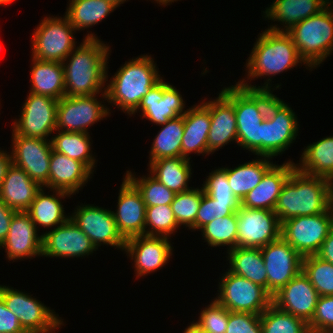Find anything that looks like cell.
<instances>
[{"label":"cell","mask_w":333,"mask_h":333,"mask_svg":"<svg viewBox=\"0 0 333 333\" xmlns=\"http://www.w3.org/2000/svg\"><path fill=\"white\" fill-rule=\"evenodd\" d=\"M256 42L246 59V76L236 82L247 89L277 90L281 89V83L272 85L274 76L288 70L304 65L309 71L312 69L304 62L294 45L291 36L287 32H277L265 29L258 34ZM302 64V65H301ZM271 76V77H270ZM263 77L264 84L256 85L251 82ZM247 78V79H246ZM249 80V81H248ZM273 86V87H272ZM272 87V88H271Z\"/></svg>","instance_id":"cell-1"},{"label":"cell","mask_w":333,"mask_h":333,"mask_svg":"<svg viewBox=\"0 0 333 333\" xmlns=\"http://www.w3.org/2000/svg\"><path fill=\"white\" fill-rule=\"evenodd\" d=\"M83 41L62 62L65 96L106 93L107 67L111 47L97 34L87 31Z\"/></svg>","instance_id":"cell-2"},{"label":"cell","mask_w":333,"mask_h":333,"mask_svg":"<svg viewBox=\"0 0 333 333\" xmlns=\"http://www.w3.org/2000/svg\"><path fill=\"white\" fill-rule=\"evenodd\" d=\"M151 54L133 57L115 72L107 81L106 95L108 105L117 106L118 110L130 116L140 105L142 98L163 77Z\"/></svg>","instance_id":"cell-3"},{"label":"cell","mask_w":333,"mask_h":333,"mask_svg":"<svg viewBox=\"0 0 333 333\" xmlns=\"http://www.w3.org/2000/svg\"><path fill=\"white\" fill-rule=\"evenodd\" d=\"M331 181L311 176L296 168L284 183L274 212L281 224L297 216H312L326 212L330 204Z\"/></svg>","instance_id":"cell-4"},{"label":"cell","mask_w":333,"mask_h":333,"mask_svg":"<svg viewBox=\"0 0 333 333\" xmlns=\"http://www.w3.org/2000/svg\"><path fill=\"white\" fill-rule=\"evenodd\" d=\"M221 92L233 103L237 120L238 147L261 156V122L267 115L273 90L247 89L237 83Z\"/></svg>","instance_id":"cell-5"},{"label":"cell","mask_w":333,"mask_h":333,"mask_svg":"<svg viewBox=\"0 0 333 333\" xmlns=\"http://www.w3.org/2000/svg\"><path fill=\"white\" fill-rule=\"evenodd\" d=\"M291 36L300 57L313 70L333 53V0L318 14L294 25Z\"/></svg>","instance_id":"cell-6"},{"label":"cell","mask_w":333,"mask_h":333,"mask_svg":"<svg viewBox=\"0 0 333 333\" xmlns=\"http://www.w3.org/2000/svg\"><path fill=\"white\" fill-rule=\"evenodd\" d=\"M276 95L269 103L261 122V156L276 158L296 141L299 121L295 111Z\"/></svg>","instance_id":"cell-7"},{"label":"cell","mask_w":333,"mask_h":333,"mask_svg":"<svg viewBox=\"0 0 333 333\" xmlns=\"http://www.w3.org/2000/svg\"><path fill=\"white\" fill-rule=\"evenodd\" d=\"M30 293L0 285V297L18 318L26 333H56L64 326V319ZM33 296V297H32Z\"/></svg>","instance_id":"cell-8"},{"label":"cell","mask_w":333,"mask_h":333,"mask_svg":"<svg viewBox=\"0 0 333 333\" xmlns=\"http://www.w3.org/2000/svg\"><path fill=\"white\" fill-rule=\"evenodd\" d=\"M75 33L76 30L64 14L45 16L32 33L31 57L62 63L77 46Z\"/></svg>","instance_id":"cell-9"},{"label":"cell","mask_w":333,"mask_h":333,"mask_svg":"<svg viewBox=\"0 0 333 333\" xmlns=\"http://www.w3.org/2000/svg\"><path fill=\"white\" fill-rule=\"evenodd\" d=\"M219 280L214 300L229 311L260 315L272 304V296L264 287L244 277L226 270Z\"/></svg>","instance_id":"cell-10"},{"label":"cell","mask_w":333,"mask_h":333,"mask_svg":"<svg viewBox=\"0 0 333 333\" xmlns=\"http://www.w3.org/2000/svg\"><path fill=\"white\" fill-rule=\"evenodd\" d=\"M99 95L64 96L58 100L56 130L89 134L91 126L111 114V109L105 104L106 93ZM98 97H102L99 98L102 101Z\"/></svg>","instance_id":"cell-11"},{"label":"cell","mask_w":333,"mask_h":333,"mask_svg":"<svg viewBox=\"0 0 333 333\" xmlns=\"http://www.w3.org/2000/svg\"><path fill=\"white\" fill-rule=\"evenodd\" d=\"M333 229L330 208L312 216H297L282 223L281 237L302 257L316 255Z\"/></svg>","instance_id":"cell-12"},{"label":"cell","mask_w":333,"mask_h":333,"mask_svg":"<svg viewBox=\"0 0 333 333\" xmlns=\"http://www.w3.org/2000/svg\"><path fill=\"white\" fill-rule=\"evenodd\" d=\"M58 100L29 92L20 115L13 121L12 135L51 140L56 131Z\"/></svg>","instance_id":"cell-13"},{"label":"cell","mask_w":333,"mask_h":333,"mask_svg":"<svg viewBox=\"0 0 333 333\" xmlns=\"http://www.w3.org/2000/svg\"><path fill=\"white\" fill-rule=\"evenodd\" d=\"M77 225L98 249L102 245L124 251L126 240L119 233L112 210L94 204L77 205L70 215Z\"/></svg>","instance_id":"cell-14"},{"label":"cell","mask_w":333,"mask_h":333,"mask_svg":"<svg viewBox=\"0 0 333 333\" xmlns=\"http://www.w3.org/2000/svg\"><path fill=\"white\" fill-rule=\"evenodd\" d=\"M237 247L262 248L281 237L282 224L273 210L239 206Z\"/></svg>","instance_id":"cell-15"},{"label":"cell","mask_w":333,"mask_h":333,"mask_svg":"<svg viewBox=\"0 0 333 333\" xmlns=\"http://www.w3.org/2000/svg\"><path fill=\"white\" fill-rule=\"evenodd\" d=\"M260 250L267 273V292L273 297L302 272L303 257L283 237Z\"/></svg>","instance_id":"cell-16"},{"label":"cell","mask_w":333,"mask_h":333,"mask_svg":"<svg viewBox=\"0 0 333 333\" xmlns=\"http://www.w3.org/2000/svg\"><path fill=\"white\" fill-rule=\"evenodd\" d=\"M162 236L140 235L128 238L124 253L132 260L136 280L155 273L169 263L173 257L171 239ZM172 256V257H171Z\"/></svg>","instance_id":"cell-17"},{"label":"cell","mask_w":333,"mask_h":333,"mask_svg":"<svg viewBox=\"0 0 333 333\" xmlns=\"http://www.w3.org/2000/svg\"><path fill=\"white\" fill-rule=\"evenodd\" d=\"M11 139L12 163L23 169L41 187L47 189L50 157L53 150L51 141L21 135H12Z\"/></svg>","instance_id":"cell-18"},{"label":"cell","mask_w":333,"mask_h":333,"mask_svg":"<svg viewBox=\"0 0 333 333\" xmlns=\"http://www.w3.org/2000/svg\"><path fill=\"white\" fill-rule=\"evenodd\" d=\"M97 250L89 237L70 218L64 224L42 233L41 257L85 258Z\"/></svg>","instance_id":"cell-19"},{"label":"cell","mask_w":333,"mask_h":333,"mask_svg":"<svg viewBox=\"0 0 333 333\" xmlns=\"http://www.w3.org/2000/svg\"><path fill=\"white\" fill-rule=\"evenodd\" d=\"M164 80L162 78L149 90L138 108L129 117L142 112L140 115L142 119L146 118L152 124L160 126L187 112L180 90Z\"/></svg>","instance_id":"cell-20"},{"label":"cell","mask_w":333,"mask_h":333,"mask_svg":"<svg viewBox=\"0 0 333 333\" xmlns=\"http://www.w3.org/2000/svg\"><path fill=\"white\" fill-rule=\"evenodd\" d=\"M38 233L36 225L26 211L16 212L0 250L4 249L6 258L13 262L41 257L42 234Z\"/></svg>","instance_id":"cell-21"},{"label":"cell","mask_w":333,"mask_h":333,"mask_svg":"<svg viewBox=\"0 0 333 333\" xmlns=\"http://www.w3.org/2000/svg\"><path fill=\"white\" fill-rule=\"evenodd\" d=\"M117 199L116 210L112 213L122 237L127 240L134 236L145 235V203L141 193L125 176Z\"/></svg>","instance_id":"cell-22"},{"label":"cell","mask_w":333,"mask_h":333,"mask_svg":"<svg viewBox=\"0 0 333 333\" xmlns=\"http://www.w3.org/2000/svg\"><path fill=\"white\" fill-rule=\"evenodd\" d=\"M319 297L309 279L301 272L272 297V303L308 324Z\"/></svg>","instance_id":"cell-23"},{"label":"cell","mask_w":333,"mask_h":333,"mask_svg":"<svg viewBox=\"0 0 333 333\" xmlns=\"http://www.w3.org/2000/svg\"><path fill=\"white\" fill-rule=\"evenodd\" d=\"M332 0H274L262 11L265 20H271L268 30L287 32L294 25L308 17L318 14ZM281 26V27H280Z\"/></svg>","instance_id":"cell-24"},{"label":"cell","mask_w":333,"mask_h":333,"mask_svg":"<svg viewBox=\"0 0 333 333\" xmlns=\"http://www.w3.org/2000/svg\"><path fill=\"white\" fill-rule=\"evenodd\" d=\"M210 98L211 126L208 132V153L214 154L229 142L238 145L237 120L233 103L220 91ZM223 147V148H222Z\"/></svg>","instance_id":"cell-25"},{"label":"cell","mask_w":333,"mask_h":333,"mask_svg":"<svg viewBox=\"0 0 333 333\" xmlns=\"http://www.w3.org/2000/svg\"><path fill=\"white\" fill-rule=\"evenodd\" d=\"M203 99L200 103L187 108L184 114V132L182 138V157L191 159L190 154L198 156L208 153V132L211 126L210 100Z\"/></svg>","instance_id":"cell-26"},{"label":"cell","mask_w":333,"mask_h":333,"mask_svg":"<svg viewBox=\"0 0 333 333\" xmlns=\"http://www.w3.org/2000/svg\"><path fill=\"white\" fill-rule=\"evenodd\" d=\"M93 174L84 163L52 150L48 189L65 191L73 196L87 186Z\"/></svg>","instance_id":"cell-27"},{"label":"cell","mask_w":333,"mask_h":333,"mask_svg":"<svg viewBox=\"0 0 333 333\" xmlns=\"http://www.w3.org/2000/svg\"><path fill=\"white\" fill-rule=\"evenodd\" d=\"M294 169L295 163L291 159L281 165L275 162L260 183L240 201V206L274 211L282 187Z\"/></svg>","instance_id":"cell-28"},{"label":"cell","mask_w":333,"mask_h":333,"mask_svg":"<svg viewBox=\"0 0 333 333\" xmlns=\"http://www.w3.org/2000/svg\"><path fill=\"white\" fill-rule=\"evenodd\" d=\"M45 190L49 192L46 193ZM71 197L68 192L42 187L26 212L39 232L40 226L52 230L70 218L69 213L68 215L65 213L62 199Z\"/></svg>","instance_id":"cell-29"},{"label":"cell","mask_w":333,"mask_h":333,"mask_svg":"<svg viewBox=\"0 0 333 333\" xmlns=\"http://www.w3.org/2000/svg\"><path fill=\"white\" fill-rule=\"evenodd\" d=\"M42 187L13 163L0 186V199L11 209L27 211Z\"/></svg>","instance_id":"cell-30"},{"label":"cell","mask_w":333,"mask_h":333,"mask_svg":"<svg viewBox=\"0 0 333 333\" xmlns=\"http://www.w3.org/2000/svg\"><path fill=\"white\" fill-rule=\"evenodd\" d=\"M31 93L60 100L65 96L64 67L61 62L43 61L31 57Z\"/></svg>","instance_id":"cell-31"},{"label":"cell","mask_w":333,"mask_h":333,"mask_svg":"<svg viewBox=\"0 0 333 333\" xmlns=\"http://www.w3.org/2000/svg\"><path fill=\"white\" fill-rule=\"evenodd\" d=\"M272 159L274 158L256 156V159L239 164L234 168L223 167L226 170L231 190L239 201L260 183L264 174L275 164L271 161Z\"/></svg>","instance_id":"cell-32"},{"label":"cell","mask_w":333,"mask_h":333,"mask_svg":"<svg viewBox=\"0 0 333 333\" xmlns=\"http://www.w3.org/2000/svg\"><path fill=\"white\" fill-rule=\"evenodd\" d=\"M147 165L148 173L175 194L192 188L188 184L193 174L189 159L185 157L162 158Z\"/></svg>","instance_id":"cell-33"},{"label":"cell","mask_w":333,"mask_h":333,"mask_svg":"<svg viewBox=\"0 0 333 333\" xmlns=\"http://www.w3.org/2000/svg\"><path fill=\"white\" fill-rule=\"evenodd\" d=\"M305 147L295 168L302 173L333 181V136H326Z\"/></svg>","instance_id":"cell-34"},{"label":"cell","mask_w":333,"mask_h":333,"mask_svg":"<svg viewBox=\"0 0 333 333\" xmlns=\"http://www.w3.org/2000/svg\"><path fill=\"white\" fill-rule=\"evenodd\" d=\"M227 270L267 290V273L260 248L236 247L226 251Z\"/></svg>","instance_id":"cell-35"},{"label":"cell","mask_w":333,"mask_h":333,"mask_svg":"<svg viewBox=\"0 0 333 333\" xmlns=\"http://www.w3.org/2000/svg\"><path fill=\"white\" fill-rule=\"evenodd\" d=\"M67 3L64 15L76 31L93 28L117 9L108 0H69Z\"/></svg>","instance_id":"cell-36"},{"label":"cell","mask_w":333,"mask_h":333,"mask_svg":"<svg viewBox=\"0 0 333 333\" xmlns=\"http://www.w3.org/2000/svg\"><path fill=\"white\" fill-rule=\"evenodd\" d=\"M57 134L51 136L52 149L55 152L65 154L69 158L84 163L92 172L97 167V159L92 152L90 134L82 132L55 131ZM94 169V170H93Z\"/></svg>","instance_id":"cell-37"},{"label":"cell","mask_w":333,"mask_h":333,"mask_svg":"<svg viewBox=\"0 0 333 333\" xmlns=\"http://www.w3.org/2000/svg\"><path fill=\"white\" fill-rule=\"evenodd\" d=\"M153 139L149 150V164L162 158L182 157V138L184 132V115L169 120L163 125Z\"/></svg>","instance_id":"cell-38"},{"label":"cell","mask_w":333,"mask_h":333,"mask_svg":"<svg viewBox=\"0 0 333 333\" xmlns=\"http://www.w3.org/2000/svg\"><path fill=\"white\" fill-rule=\"evenodd\" d=\"M199 231H201L202 240L207 242L208 247L226 246L227 251L234 249L237 247V212L223 218H215Z\"/></svg>","instance_id":"cell-39"},{"label":"cell","mask_w":333,"mask_h":333,"mask_svg":"<svg viewBox=\"0 0 333 333\" xmlns=\"http://www.w3.org/2000/svg\"><path fill=\"white\" fill-rule=\"evenodd\" d=\"M260 322L262 333H310L305 321L273 303L260 314Z\"/></svg>","instance_id":"cell-40"},{"label":"cell","mask_w":333,"mask_h":333,"mask_svg":"<svg viewBox=\"0 0 333 333\" xmlns=\"http://www.w3.org/2000/svg\"><path fill=\"white\" fill-rule=\"evenodd\" d=\"M124 176L141 193L146 207L170 205L174 200L176 194L156 180L150 173L137 177L136 173H132L129 169Z\"/></svg>","instance_id":"cell-41"},{"label":"cell","mask_w":333,"mask_h":333,"mask_svg":"<svg viewBox=\"0 0 333 333\" xmlns=\"http://www.w3.org/2000/svg\"><path fill=\"white\" fill-rule=\"evenodd\" d=\"M302 272L319 296H333V264L316 255L303 257Z\"/></svg>","instance_id":"cell-42"},{"label":"cell","mask_w":333,"mask_h":333,"mask_svg":"<svg viewBox=\"0 0 333 333\" xmlns=\"http://www.w3.org/2000/svg\"><path fill=\"white\" fill-rule=\"evenodd\" d=\"M202 198V187L194 188V186L184 192L175 195L171 208L174 217L180 227L195 231L196 215ZM193 230V231H192Z\"/></svg>","instance_id":"cell-43"},{"label":"cell","mask_w":333,"mask_h":333,"mask_svg":"<svg viewBox=\"0 0 333 333\" xmlns=\"http://www.w3.org/2000/svg\"><path fill=\"white\" fill-rule=\"evenodd\" d=\"M180 230L171 205L146 207L145 235L172 238Z\"/></svg>","instance_id":"cell-44"},{"label":"cell","mask_w":333,"mask_h":333,"mask_svg":"<svg viewBox=\"0 0 333 333\" xmlns=\"http://www.w3.org/2000/svg\"><path fill=\"white\" fill-rule=\"evenodd\" d=\"M240 203H228L216 201L204 192L196 215L195 231H199L204 225L212 222L215 218H223L237 212Z\"/></svg>","instance_id":"cell-45"},{"label":"cell","mask_w":333,"mask_h":333,"mask_svg":"<svg viewBox=\"0 0 333 333\" xmlns=\"http://www.w3.org/2000/svg\"><path fill=\"white\" fill-rule=\"evenodd\" d=\"M209 305L198 314V319L193 322L205 333H225L228 325V310L210 299Z\"/></svg>","instance_id":"cell-46"},{"label":"cell","mask_w":333,"mask_h":333,"mask_svg":"<svg viewBox=\"0 0 333 333\" xmlns=\"http://www.w3.org/2000/svg\"><path fill=\"white\" fill-rule=\"evenodd\" d=\"M203 181L204 192L216 201L240 203L233 194L223 167L212 170Z\"/></svg>","instance_id":"cell-47"},{"label":"cell","mask_w":333,"mask_h":333,"mask_svg":"<svg viewBox=\"0 0 333 333\" xmlns=\"http://www.w3.org/2000/svg\"><path fill=\"white\" fill-rule=\"evenodd\" d=\"M310 333H333V296H320L308 323Z\"/></svg>","instance_id":"cell-48"},{"label":"cell","mask_w":333,"mask_h":333,"mask_svg":"<svg viewBox=\"0 0 333 333\" xmlns=\"http://www.w3.org/2000/svg\"><path fill=\"white\" fill-rule=\"evenodd\" d=\"M225 333H262L260 315L228 310V325Z\"/></svg>","instance_id":"cell-49"},{"label":"cell","mask_w":333,"mask_h":333,"mask_svg":"<svg viewBox=\"0 0 333 333\" xmlns=\"http://www.w3.org/2000/svg\"><path fill=\"white\" fill-rule=\"evenodd\" d=\"M0 333H26L19 318L11 312L0 297Z\"/></svg>","instance_id":"cell-50"},{"label":"cell","mask_w":333,"mask_h":333,"mask_svg":"<svg viewBox=\"0 0 333 333\" xmlns=\"http://www.w3.org/2000/svg\"><path fill=\"white\" fill-rule=\"evenodd\" d=\"M17 211L9 208L1 199H0V246L5 241L9 227L10 222L13 218V215Z\"/></svg>","instance_id":"cell-51"},{"label":"cell","mask_w":333,"mask_h":333,"mask_svg":"<svg viewBox=\"0 0 333 333\" xmlns=\"http://www.w3.org/2000/svg\"><path fill=\"white\" fill-rule=\"evenodd\" d=\"M316 256H318L324 261L333 264V229L323 241V244L321 245Z\"/></svg>","instance_id":"cell-52"},{"label":"cell","mask_w":333,"mask_h":333,"mask_svg":"<svg viewBox=\"0 0 333 333\" xmlns=\"http://www.w3.org/2000/svg\"><path fill=\"white\" fill-rule=\"evenodd\" d=\"M12 164L10 151L2 150L0 147V186L3 183L4 178L6 177L8 168Z\"/></svg>","instance_id":"cell-53"},{"label":"cell","mask_w":333,"mask_h":333,"mask_svg":"<svg viewBox=\"0 0 333 333\" xmlns=\"http://www.w3.org/2000/svg\"><path fill=\"white\" fill-rule=\"evenodd\" d=\"M189 326L185 328L183 333H205L203 330H201L193 321L190 322Z\"/></svg>","instance_id":"cell-54"},{"label":"cell","mask_w":333,"mask_h":333,"mask_svg":"<svg viewBox=\"0 0 333 333\" xmlns=\"http://www.w3.org/2000/svg\"><path fill=\"white\" fill-rule=\"evenodd\" d=\"M151 1V0H150ZM174 1H179V0H152L151 2H155L157 3L159 6H167L170 5V3L172 4V2L174 3Z\"/></svg>","instance_id":"cell-55"},{"label":"cell","mask_w":333,"mask_h":333,"mask_svg":"<svg viewBox=\"0 0 333 333\" xmlns=\"http://www.w3.org/2000/svg\"><path fill=\"white\" fill-rule=\"evenodd\" d=\"M329 208L331 210L332 218H333V181H331V187H330V204Z\"/></svg>","instance_id":"cell-56"},{"label":"cell","mask_w":333,"mask_h":333,"mask_svg":"<svg viewBox=\"0 0 333 333\" xmlns=\"http://www.w3.org/2000/svg\"><path fill=\"white\" fill-rule=\"evenodd\" d=\"M110 1L113 5H115V7H120L121 4H123L124 2H127L129 0H108Z\"/></svg>","instance_id":"cell-57"},{"label":"cell","mask_w":333,"mask_h":333,"mask_svg":"<svg viewBox=\"0 0 333 333\" xmlns=\"http://www.w3.org/2000/svg\"><path fill=\"white\" fill-rule=\"evenodd\" d=\"M16 0H0V6H8Z\"/></svg>","instance_id":"cell-58"},{"label":"cell","mask_w":333,"mask_h":333,"mask_svg":"<svg viewBox=\"0 0 333 333\" xmlns=\"http://www.w3.org/2000/svg\"><path fill=\"white\" fill-rule=\"evenodd\" d=\"M1 50H2V44H1V42H0V52H1Z\"/></svg>","instance_id":"cell-59"}]
</instances>
